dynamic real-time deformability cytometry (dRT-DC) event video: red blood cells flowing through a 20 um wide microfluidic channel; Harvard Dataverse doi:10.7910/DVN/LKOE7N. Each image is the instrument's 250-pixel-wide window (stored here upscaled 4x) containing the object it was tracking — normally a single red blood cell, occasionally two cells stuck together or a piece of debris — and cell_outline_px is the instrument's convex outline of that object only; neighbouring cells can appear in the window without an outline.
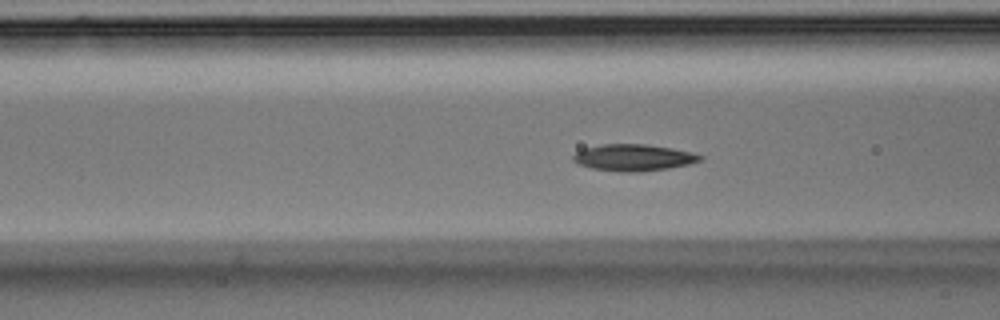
{"species": "Egyptian fruit bat (a non-hibernating species)", "species_latin": "Rousettus aegyptiacus", "temperature_condition": "room temperature", "stored_images_in_passage": 42, "camera_frame_rate_fps": 3000, "um_per_image_px": 0.085, "animal": {"sex": "male"}, "frame": {"image": 1, "passage_image": 19, "time_ms": 6.0, "image_size_px": [1000, 320], "cell_outline_px": [[704, 156], [700, 160], [688, 164], [668, 168], [640, 172], [620, 172], [592, 168], [576, 164], [572, 160], [572, 156], [576, 152], [584, 148], [604, 144], [644, 144], [672, 148], [692, 152]], "centroid_in_image_um": [53.81, 13.4], "position_along_channel_um": 112.8, "area_um2": 19.71}}
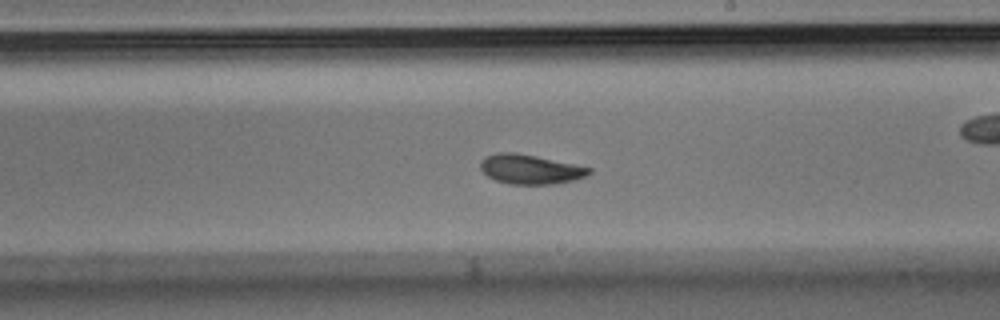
{"frame": {"image": 2, "passage_image": 30, "time_ms": 9.667, "image_size_px": [1000, 320], "cell_outline_px": [[592, 172], [588, 176], [576, 180], [552, 184], [508, 184], [496, 180], [488, 176], [480, 168], [480, 160], [484, 156], [496, 152], [516, 152], [536, 156], [592, 168]], "centroid_in_image_um": [45.07, 14.38], "position_along_channel_um": 243.9, "area_um2": 18.84}, "authors_computed_cell_mechanics": {"area_um2": 18.8717, "velocity_mm_per_s": 3.5732, "shape_relaxation_time_tau1_ms": 2.7465, "shape_relaxation_time_tau2_ms": 2.5175, "deformation_change_tau1": 0.1196, "deformation_change_tau2": 0.077}}